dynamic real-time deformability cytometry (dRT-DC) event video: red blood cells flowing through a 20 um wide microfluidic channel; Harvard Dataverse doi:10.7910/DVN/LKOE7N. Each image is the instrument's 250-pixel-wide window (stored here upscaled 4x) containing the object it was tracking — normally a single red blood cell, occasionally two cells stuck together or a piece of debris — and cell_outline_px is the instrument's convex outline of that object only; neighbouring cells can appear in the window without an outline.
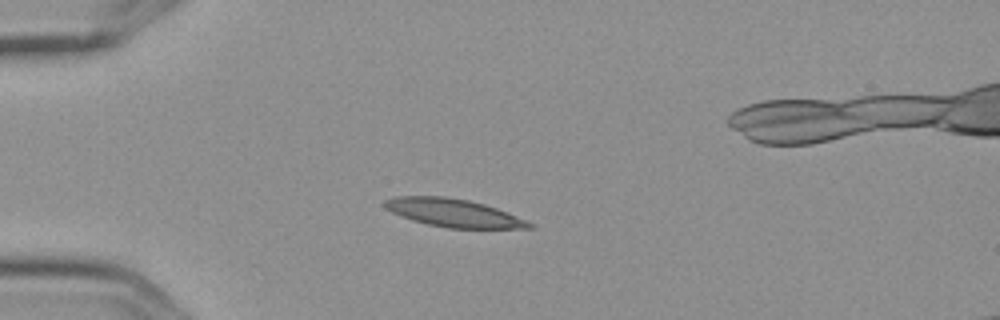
{"species": "Egyptian fruit bat (a non-hibernating species)", "species_latin": "Rousettus aegyptiacus", "temperature_condition": "cold", "stored_images_in_passage": 6, "camera_frame_rate_fps": 3000, "um_per_image_px": 0.085, "frame": {"image": 1, "passage_image": 3, "time_ms": 0.667, "image_size_px": [1000, 320], "cell_outline_px": [[536, 228], [448, 228], [428, 224], [412, 220], [400, 216], [384, 208], [384, 200], [392, 196], [444, 196], [468, 200], [484, 204], [508, 212], [536, 224]], "centroid_in_image_um": [38.55, 18.09], "position_along_channel_um": 46.4, "area_um2": 23.76}}
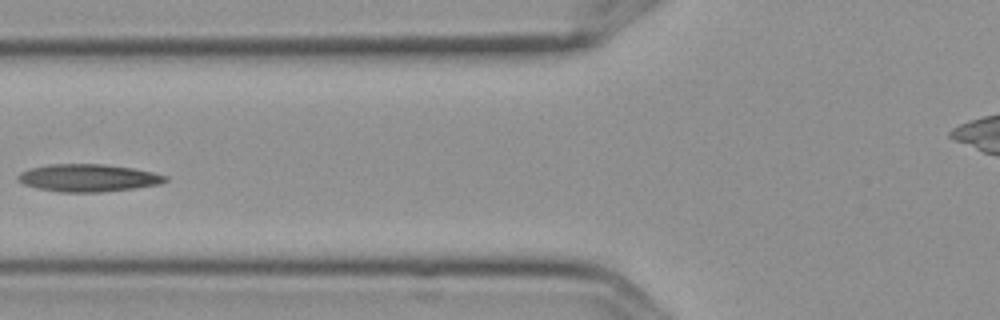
{"frame": {"image": 2, "passage_image": 5, "time_ms": 1.333, "image_size_px": [1000, 320], "cell_outline_px": [[168, 180], [160, 184], [132, 188], [100, 192], [60, 192], [40, 188], [24, 184], [16, 176], [20, 172], [32, 168], [52, 164], [100, 164], [132, 168], [152, 172], [168, 176]], "centroid_in_image_um": [7.52, 15.12], "position_along_channel_um": 118.3, "area_um2": 23.24}}
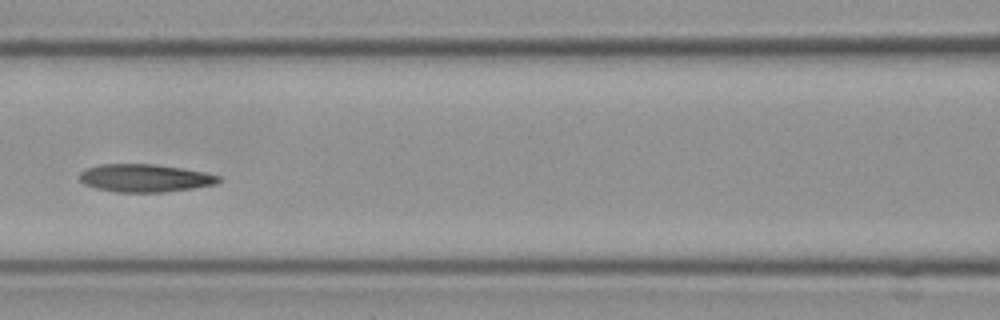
{"frame": {"image": 3, "passage_image": 6, "time_ms": 1.667, "image_size_px": [1000, 320], "cell_outline_px": [[220, 180], [216, 184], [192, 188], [164, 192], [116, 192], [96, 188], [84, 184], [80, 180], [80, 172], [88, 168], [100, 164], [156, 164], [204, 172], [220, 176]], "centroid_in_image_um": [12.3, 15.13], "position_along_channel_um": 154.3, "area_um2": 22.43}}